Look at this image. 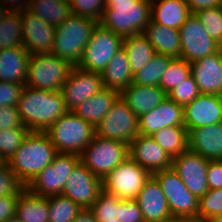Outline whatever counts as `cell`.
<instances>
[{"mask_svg":"<svg viewBox=\"0 0 222 222\" xmlns=\"http://www.w3.org/2000/svg\"><path fill=\"white\" fill-rule=\"evenodd\" d=\"M166 97L167 93L159 86H140L133 83L120 94V98L138 117L157 107Z\"/></svg>","mask_w":222,"mask_h":222,"instance_id":"d4e9b609","label":"cell"},{"mask_svg":"<svg viewBox=\"0 0 222 222\" xmlns=\"http://www.w3.org/2000/svg\"><path fill=\"white\" fill-rule=\"evenodd\" d=\"M73 222H98L89 209H83Z\"/></svg>","mask_w":222,"mask_h":222,"instance_id":"f5cc1de1","label":"cell"},{"mask_svg":"<svg viewBox=\"0 0 222 222\" xmlns=\"http://www.w3.org/2000/svg\"><path fill=\"white\" fill-rule=\"evenodd\" d=\"M151 137L171 158L188 150V130L184 126H168Z\"/></svg>","mask_w":222,"mask_h":222,"instance_id":"d6a6232c","label":"cell"},{"mask_svg":"<svg viewBox=\"0 0 222 222\" xmlns=\"http://www.w3.org/2000/svg\"><path fill=\"white\" fill-rule=\"evenodd\" d=\"M152 176L166 196L172 217H187L198 221L199 199L189 191L172 168L161 170Z\"/></svg>","mask_w":222,"mask_h":222,"instance_id":"30bf717a","label":"cell"},{"mask_svg":"<svg viewBox=\"0 0 222 222\" xmlns=\"http://www.w3.org/2000/svg\"><path fill=\"white\" fill-rule=\"evenodd\" d=\"M21 12L9 11L0 23V50L23 46Z\"/></svg>","mask_w":222,"mask_h":222,"instance_id":"e575fe53","label":"cell"},{"mask_svg":"<svg viewBox=\"0 0 222 222\" xmlns=\"http://www.w3.org/2000/svg\"><path fill=\"white\" fill-rule=\"evenodd\" d=\"M142 34L154 47L156 53L172 58H180L181 40L179 30L150 21Z\"/></svg>","mask_w":222,"mask_h":222,"instance_id":"484cf974","label":"cell"},{"mask_svg":"<svg viewBox=\"0 0 222 222\" xmlns=\"http://www.w3.org/2000/svg\"><path fill=\"white\" fill-rule=\"evenodd\" d=\"M168 126H184V107L168 96L154 109L139 116V134L152 136Z\"/></svg>","mask_w":222,"mask_h":222,"instance_id":"ffe728a7","label":"cell"},{"mask_svg":"<svg viewBox=\"0 0 222 222\" xmlns=\"http://www.w3.org/2000/svg\"><path fill=\"white\" fill-rule=\"evenodd\" d=\"M23 47L32 54L51 53L54 47L55 27L43 21L28 9L21 11Z\"/></svg>","mask_w":222,"mask_h":222,"instance_id":"e0dca14e","label":"cell"},{"mask_svg":"<svg viewBox=\"0 0 222 222\" xmlns=\"http://www.w3.org/2000/svg\"><path fill=\"white\" fill-rule=\"evenodd\" d=\"M222 215V188L209 189L199 199L198 222Z\"/></svg>","mask_w":222,"mask_h":222,"instance_id":"60d3db41","label":"cell"},{"mask_svg":"<svg viewBox=\"0 0 222 222\" xmlns=\"http://www.w3.org/2000/svg\"><path fill=\"white\" fill-rule=\"evenodd\" d=\"M129 157V145L95 135L83 150L80 161L97 177L103 179Z\"/></svg>","mask_w":222,"mask_h":222,"instance_id":"52a82bcc","label":"cell"},{"mask_svg":"<svg viewBox=\"0 0 222 222\" xmlns=\"http://www.w3.org/2000/svg\"><path fill=\"white\" fill-rule=\"evenodd\" d=\"M25 85L0 81V107L17 106Z\"/></svg>","mask_w":222,"mask_h":222,"instance_id":"f6af8a7d","label":"cell"},{"mask_svg":"<svg viewBox=\"0 0 222 222\" xmlns=\"http://www.w3.org/2000/svg\"><path fill=\"white\" fill-rule=\"evenodd\" d=\"M195 16L202 23L209 36L222 46V8L199 10Z\"/></svg>","mask_w":222,"mask_h":222,"instance_id":"ab89813d","label":"cell"},{"mask_svg":"<svg viewBox=\"0 0 222 222\" xmlns=\"http://www.w3.org/2000/svg\"><path fill=\"white\" fill-rule=\"evenodd\" d=\"M103 86L121 94L133 82L129 59L123 48L109 60L101 73Z\"/></svg>","mask_w":222,"mask_h":222,"instance_id":"83f0119b","label":"cell"},{"mask_svg":"<svg viewBox=\"0 0 222 222\" xmlns=\"http://www.w3.org/2000/svg\"><path fill=\"white\" fill-rule=\"evenodd\" d=\"M118 220L122 222H145L135 199L121 200L118 204Z\"/></svg>","mask_w":222,"mask_h":222,"instance_id":"bcb514c9","label":"cell"},{"mask_svg":"<svg viewBox=\"0 0 222 222\" xmlns=\"http://www.w3.org/2000/svg\"><path fill=\"white\" fill-rule=\"evenodd\" d=\"M200 94L199 87L191 74L184 80V82H181L178 86H175L170 92H168L167 96L175 103L184 107Z\"/></svg>","mask_w":222,"mask_h":222,"instance_id":"7bdbcfd3","label":"cell"},{"mask_svg":"<svg viewBox=\"0 0 222 222\" xmlns=\"http://www.w3.org/2000/svg\"><path fill=\"white\" fill-rule=\"evenodd\" d=\"M205 222H222V215L211 217L207 219Z\"/></svg>","mask_w":222,"mask_h":222,"instance_id":"6f0895ef","label":"cell"},{"mask_svg":"<svg viewBox=\"0 0 222 222\" xmlns=\"http://www.w3.org/2000/svg\"><path fill=\"white\" fill-rule=\"evenodd\" d=\"M150 21L151 0H136L134 3H105L99 23L124 38L142 33Z\"/></svg>","mask_w":222,"mask_h":222,"instance_id":"5b68a950","label":"cell"},{"mask_svg":"<svg viewBox=\"0 0 222 222\" xmlns=\"http://www.w3.org/2000/svg\"><path fill=\"white\" fill-rule=\"evenodd\" d=\"M152 175L128 157L103 179V190L123 200L136 199Z\"/></svg>","mask_w":222,"mask_h":222,"instance_id":"9c48e42d","label":"cell"},{"mask_svg":"<svg viewBox=\"0 0 222 222\" xmlns=\"http://www.w3.org/2000/svg\"><path fill=\"white\" fill-rule=\"evenodd\" d=\"M163 222H198V221L187 217H171L169 219L164 220Z\"/></svg>","mask_w":222,"mask_h":222,"instance_id":"db71d44e","label":"cell"},{"mask_svg":"<svg viewBox=\"0 0 222 222\" xmlns=\"http://www.w3.org/2000/svg\"><path fill=\"white\" fill-rule=\"evenodd\" d=\"M73 65L52 53L32 54L28 64L25 86L44 91H61Z\"/></svg>","mask_w":222,"mask_h":222,"instance_id":"8992f818","label":"cell"},{"mask_svg":"<svg viewBox=\"0 0 222 222\" xmlns=\"http://www.w3.org/2000/svg\"><path fill=\"white\" fill-rule=\"evenodd\" d=\"M23 121L17 106L0 107V130H7L16 127H21Z\"/></svg>","mask_w":222,"mask_h":222,"instance_id":"7dc6e473","label":"cell"},{"mask_svg":"<svg viewBox=\"0 0 222 222\" xmlns=\"http://www.w3.org/2000/svg\"><path fill=\"white\" fill-rule=\"evenodd\" d=\"M79 162V155L58 153L52 163L41 170L25 188L35 195L47 198L62 195L67 177Z\"/></svg>","mask_w":222,"mask_h":222,"instance_id":"ba28073f","label":"cell"},{"mask_svg":"<svg viewBox=\"0 0 222 222\" xmlns=\"http://www.w3.org/2000/svg\"><path fill=\"white\" fill-rule=\"evenodd\" d=\"M221 122L222 95L200 94L184 106V127L188 131Z\"/></svg>","mask_w":222,"mask_h":222,"instance_id":"ac0fdd59","label":"cell"},{"mask_svg":"<svg viewBox=\"0 0 222 222\" xmlns=\"http://www.w3.org/2000/svg\"><path fill=\"white\" fill-rule=\"evenodd\" d=\"M207 181L209 189L222 188V160L209 161L207 167Z\"/></svg>","mask_w":222,"mask_h":222,"instance_id":"c3c4849f","label":"cell"},{"mask_svg":"<svg viewBox=\"0 0 222 222\" xmlns=\"http://www.w3.org/2000/svg\"><path fill=\"white\" fill-rule=\"evenodd\" d=\"M45 133L58 153L80 156L96 135V129L73 111H68L56 120Z\"/></svg>","mask_w":222,"mask_h":222,"instance_id":"277c9868","label":"cell"},{"mask_svg":"<svg viewBox=\"0 0 222 222\" xmlns=\"http://www.w3.org/2000/svg\"><path fill=\"white\" fill-rule=\"evenodd\" d=\"M122 41V36L98 23L77 67L101 74L109 60L122 48Z\"/></svg>","mask_w":222,"mask_h":222,"instance_id":"8fae6325","label":"cell"},{"mask_svg":"<svg viewBox=\"0 0 222 222\" xmlns=\"http://www.w3.org/2000/svg\"><path fill=\"white\" fill-rule=\"evenodd\" d=\"M49 222H73L83 210L77 203L63 195L48 197Z\"/></svg>","mask_w":222,"mask_h":222,"instance_id":"d590c367","label":"cell"},{"mask_svg":"<svg viewBox=\"0 0 222 222\" xmlns=\"http://www.w3.org/2000/svg\"><path fill=\"white\" fill-rule=\"evenodd\" d=\"M8 12L9 11L5 9L0 3V23L4 19V17L7 15Z\"/></svg>","mask_w":222,"mask_h":222,"instance_id":"9f6ffc18","label":"cell"},{"mask_svg":"<svg viewBox=\"0 0 222 222\" xmlns=\"http://www.w3.org/2000/svg\"><path fill=\"white\" fill-rule=\"evenodd\" d=\"M191 74L201 94L222 95V48L192 62Z\"/></svg>","mask_w":222,"mask_h":222,"instance_id":"44dd1931","label":"cell"},{"mask_svg":"<svg viewBox=\"0 0 222 222\" xmlns=\"http://www.w3.org/2000/svg\"><path fill=\"white\" fill-rule=\"evenodd\" d=\"M71 13L100 22L104 15L105 0H69Z\"/></svg>","mask_w":222,"mask_h":222,"instance_id":"b9f144b4","label":"cell"},{"mask_svg":"<svg viewBox=\"0 0 222 222\" xmlns=\"http://www.w3.org/2000/svg\"><path fill=\"white\" fill-rule=\"evenodd\" d=\"M136 0H105V3H134Z\"/></svg>","mask_w":222,"mask_h":222,"instance_id":"11a10c76","label":"cell"},{"mask_svg":"<svg viewBox=\"0 0 222 222\" xmlns=\"http://www.w3.org/2000/svg\"><path fill=\"white\" fill-rule=\"evenodd\" d=\"M31 54L23 47L0 50V81L25 85Z\"/></svg>","mask_w":222,"mask_h":222,"instance_id":"cb8c5ba5","label":"cell"},{"mask_svg":"<svg viewBox=\"0 0 222 222\" xmlns=\"http://www.w3.org/2000/svg\"><path fill=\"white\" fill-rule=\"evenodd\" d=\"M119 97L118 92L103 88L80 103L73 112L96 127Z\"/></svg>","mask_w":222,"mask_h":222,"instance_id":"f1b7e54d","label":"cell"},{"mask_svg":"<svg viewBox=\"0 0 222 222\" xmlns=\"http://www.w3.org/2000/svg\"><path fill=\"white\" fill-rule=\"evenodd\" d=\"M191 75V63L182 58H173L160 79L159 87L166 93L184 82Z\"/></svg>","mask_w":222,"mask_h":222,"instance_id":"8d00e7d4","label":"cell"},{"mask_svg":"<svg viewBox=\"0 0 222 222\" xmlns=\"http://www.w3.org/2000/svg\"><path fill=\"white\" fill-rule=\"evenodd\" d=\"M15 216L24 222H49L48 198L25 188L18 197Z\"/></svg>","mask_w":222,"mask_h":222,"instance_id":"f546056e","label":"cell"},{"mask_svg":"<svg viewBox=\"0 0 222 222\" xmlns=\"http://www.w3.org/2000/svg\"><path fill=\"white\" fill-rule=\"evenodd\" d=\"M122 199L102 190L97 201L89 208L98 222L118 219V204Z\"/></svg>","mask_w":222,"mask_h":222,"instance_id":"f35d334b","label":"cell"},{"mask_svg":"<svg viewBox=\"0 0 222 222\" xmlns=\"http://www.w3.org/2000/svg\"><path fill=\"white\" fill-rule=\"evenodd\" d=\"M58 154L45 132L29 131L19 148L8 160L16 177L26 186Z\"/></svg>","mask_w":222,"mask_h":222,"instance_id":"7a4b0ae2","label":"cell"},{"mask_svg":"<svg viewBox=\"0 0 222 222\" xmlns=\"http://www.w3.org/2000/svg\"><path fill=\"white\" fill-rule=\"evenodd\" d=\"M25 185L16 177L8 162L0 161V196H19Z\"/></svg>","mask_w":222,"mask_h":222,"instance_id":"ee69618b","label":"cell"},{"mask_svg":"<svg viewBox=\"0 0 222 222\" xmlns=\"http://www.w3.org/2000/svg\"><path fill=\"white\" fill-rule=\"evenodd\" d=\"M19 196H0V222L15 217Z\"/></svg>","mask_w":222,"mask_h":222,"instance_id":"681fc988","label":"cell"},{"mask_svg":"<svg viewBox=\"0 0 222 222\" xmlns=\"http://www.w3.org/2000/svg\"><path fill=\"white\" fill-rule=\"evenodd\" d=\"M188 150L209 161L222 160V122L188 131Z\"/></svg>","mask_w":222,"mask_h":222,"instance_id":"7402d4cb","label":"cell"},{"mask_svg":"<svg viewBox=\"0 0 222 222\" xmlns=\"http://www.w3.org/2000/svg\"><path fill=\"white\" fill-rule=\"evenodd\" d=\"M106 222H122V221H119L118 219H111V220H106Z\"/></svg>","mask_w":222,"mask_h":222,"instance_id":"91938a15","label":"cell"},{"mask_svg":"<svg viewBox=\"0 0 222 222\" xmlns=\"http://www.w3.org/2000/svg\"><path fill=\"white\" fill-rule=\"evenodd\" d=\"M191 15L185 0H151V21L179 30Z\"/></svg>","mask_w":222,"mask_h":222,"instance_id":"4316f807","label":"cell"},{"mask_svg":"<svg viewBox=\"0 0 222 222\" xmlns=\"http://www.w3.org/2000/svg\"><path fill=\"white\" fill-rule=\"evenodd\" d=\"M135 200L145 222H163L172 217L166 196L153 176L145 183Z\"/></svg>","mask_w":222,"mask_h":222,"instance_id":"603a6c76","label":"cell"},{"mask_svg":"<svg viewBox=\"0 0 222 222\" xmlns=\"http://www.w3.org/2000/svg\"><path fill=\"white\" fill-rule=\"evenodd\" d=\"M129 157L151 175L172 168V158L151 136L139 134L129 144Z\"/></svg>","mask_w":222,"mask_h":222,"instance_id":"d6986e66","label":"cell"},{"mask_svg":"<svg viewBox=\"0 0 222 222\" xmlns=\"http://www.w3.org/2000/svg\"><path fill=\"white\" fill-rule=\"evenodd\" d=\"M103 88L100 73L86 71L74 66L61 89L66 109L73 111L80 103Z\"/></svg>","mask_w":222,"mask_h":222,"instance_id":"2e32d148","label":"cell"},{"mask_svg":"<svg viewBox=\"0 0 222 222\" xmlns=\"http://www.w3.org/2000/svg\"><path fill=\"white\" fill-rule=\"evenodd\" d=\"M5 222H24V221L18 219V218L15 216V217H13V218H10V219L6 220Z\"/></svg>","mask_w":222,"mask_h":222,"instance_id":"680465c9","label":"cell"},{"mask_svg":"<svg viewBox=\"0 0 222 222\" xmlns=\"http://www.w3.org/2000/svg\"><path fill=\"white\" fill-rule=\"evenodd\" d=\"M122 48L127 54L132 74H136L156 54L154 47L140 33L123 38Z\"/></svg>","mask_w":222,"mask_h":222,"instance_id":"4dcf8cb0","label":"cell"},{"mask_svg":"<svg viewBox=\"0 0 222 222\" xmlns=\"http://www.w3.org/2000/svg\"><path fill=\"white\" fill-rule=\"evenodd\" d=\"M95 129L98 137L129 145L139 135V117L119 97Z\"/></svg>","mask_w":222,"mask_h":222,"instance_id":"7c38bea8","label":"cell"},{"mask_svg":"<svg viewBox=\"0 0 222 222\" xmlns=\"http://www.w3.org/2000/svg\"><path fill=\"white\" fill-rule=\"evenodd\" d=\"M208 164L209 160L190 150L172 158V169L198 199L209 190L207 181Z\"/></svg>","mask_w":222,"mask_h":222,"instance_id":"9a60e30c","label":"cell"},{"mask_svg":"<svg viewBox=\"0 0 222 222\" xmlns=\"http://www.w3.org/2000/svg\"><path fill=\"white\" fill-rule=\"evenodd\" d=\"M181 40L180 58L192 63L217 53L222 46L209 36L195 14H191L179 29Z\"/></svg>","mask_w":222,"mask_h":222,"instance_id":"4fadbf2b","label":"cell"},{"mask_svg":"<svg viewBox=\"0 0 222 222\" xmlns=\"http://www.w3.org/2000/svg\"><path fill=\"white\" fill-rule=\"evenodd\" d=\"M98 23L89 17L72 14L55 27L54 47L51 53L77 66Z\"/></svg>","mask_w":222,"mask_h":222,"instance_id":"3957f363","label":"cell"},{"mask_svg":"<svg viewBox=\"0 0 222 222\" xmlns=\"http://www.w3.org/2000/svg\"><path fill=\"white\" fill-rule=\"evenodd\" d=\"M31 0H0L1 5L11 12H21L28 9Z\"/></svg>","mask_w":222,"mask_h":222,"instance_id":"816d5d0a","label":"cell"},{"mask_svg":"<svg viewBox=\"0 0 222 222\" xmlns=\"http://www.w3.org/2000/svg\"><path fill=\"white\" fill-rule=\"evenodd\" d=\"M24 126L29 131L45 132L56 120L65 115L61 91H44L25 86L17 104Z\"/></svg>","mask_w":222,"mask_h":222,"instance_id":"6da1fadb","label":"cell"},{"mask_svg":"<svg viewBox=\"0 0 222 222\" xmlns=\"http://www.w3.org/2000/svg\"><path fill=\"white\" fill-rule=\"evenodd\" d=\"M103 190L102 179L95 176L81 161L67 177L62 195L82 209H89Z\"/></svg>","mask_w":222,"mask_h":222,"instance_id":"5bb4252c","label":"cell"},{"mask_svg":"<svg viewBox=\"0 0 222 222\" xmlns=\"http://www.w3.org/2000/svg\"><path fill=\"white\" fill-rule=\"evenodd\" d=\"M29 130L22 125L7 130H0V161L8 162L21 145Z\"/></svg>","mask_w":222,"mask_h":222,"instance_id":"74e56055","label":"cell"},{"mask_svg":"<svg viewBox=\"0 0 222 222\" xmlns=\"http://www.w3.org/2000/svg\"><path fill=\"white\" fill-rule=\"evenodd\" d=\"M28 10L54 27L72 15L69 0H31Z\"/></svg>","mask_w":222,"mask_h":222,"instance_id":"1f68e13d","label":"cell"},{"mask_svg":"<svg viewBox=\"0 0 222 222\" xmlns=\"http://www.w3.org/2000/svg\"><path fill=\"white\" fill-rule=\"evenodd\" d=\"M191 14L207 8L220 7V0H185Z\"/></svg>","mask_w":222,"mask_h":222,"instance_id":"f907efd6","label":"cell"},{"mask_svg":"<svg viewBox=\"0 0 222 222\" xmlns=\"http://www.w3.org/2000/svg\"><path fill=\"white\" fill-rule=\"evenodd\" d=\"M173 58L156 53L152 59L133 75V84L140 86H159L163 73Z\"/></svg>","mask_w":222,"mask_h":222,"instance_id":"836d02e7","label":"cell"}]
</instances>
